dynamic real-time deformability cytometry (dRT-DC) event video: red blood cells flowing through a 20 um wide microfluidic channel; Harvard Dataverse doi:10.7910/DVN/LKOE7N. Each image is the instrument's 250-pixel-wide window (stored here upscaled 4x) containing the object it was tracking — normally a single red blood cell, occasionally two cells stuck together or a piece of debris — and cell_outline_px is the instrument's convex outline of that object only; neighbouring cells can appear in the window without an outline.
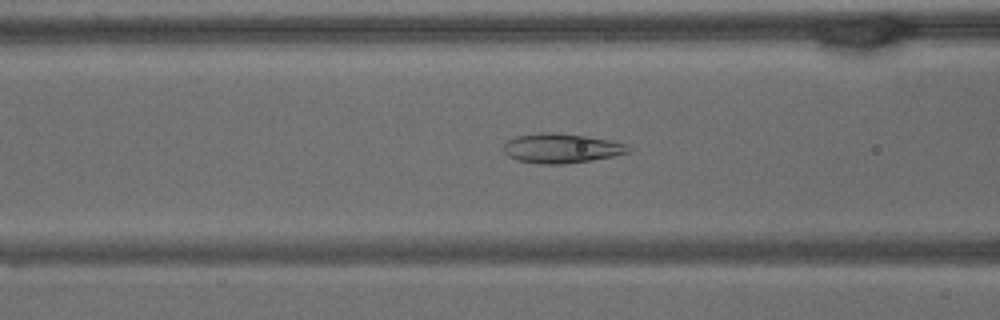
{"species": "common noctule bat (a hibernating species)", "species_latin": "Nyctalus noctula", "temperature_condition": "warm", "stored_images_in_passage": 66, "camera_frame_rate_fps": 3000, "um_per_image_px": 0.085, "animal": {"sex": "male", "body_mass_g": 15.6}, "frame": {"image": 1, "passage_image": 26, "time_ms": 8.333, "image_size_px": [1000, 320], "cell_outline_px": [[632, 152], [592, 160], [564, 164], [540, 164], [520, 160], [508, 156], [504, 152], [504, 144], [508, 140], [516, 136], [540, 132], [552, 132], [584, 136], [608, 140], [624, 144], [632, 148]], "centroid_in_image_um": [47.71, 12.6], "position_along_channel_um": 118.9, "area_um2": 21.33}}
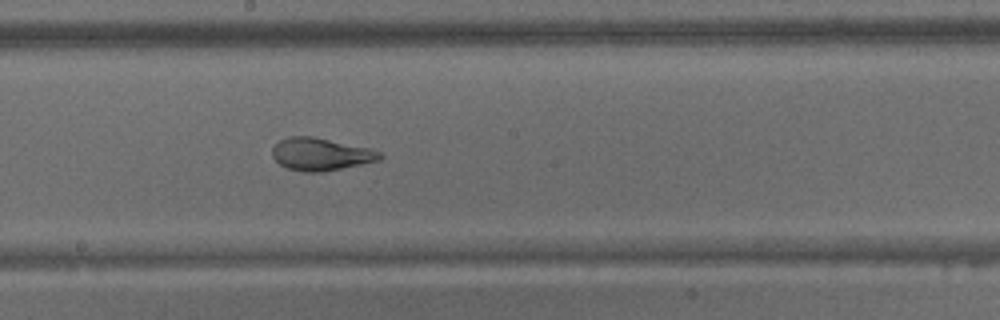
{"frame": {"image": 2, "passage_image": 36, "time_ms": 11.667, "image_size_px": [1000, 320], "cell_outline_px": [[384, 156], [380, 160], [324, 172], [304, 172], [288, 168], [280, 164], [272, 156], [272, 148], [280, 140], [288, 136], [312, 136], [368, 148], [380, 152]], "centroid_in_image_um": [27.25, 13.11], "position_along_channel_um": 220.9, "area_um2": 20.29}}
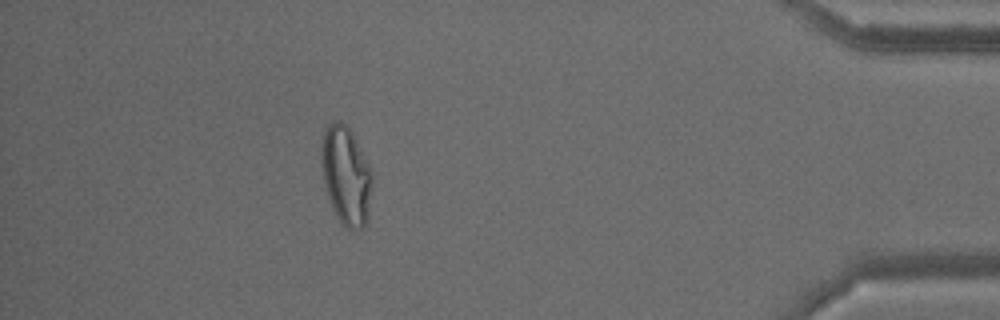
{"frame": {"image": 3, "passage_image": 59, "time_ms": 19.333, "image_size_px": [1000, 320], "cell_outline_px": [[372, 180], [368, 220], [364, 228], [352, 232], [340, 224], [332, 208], [324, 184], [320, 152], [324, 132], [328, 124], [332, 120], [340, 120], [352, 132], [368, 164], [372, 176]], "centroid_in_image_um": [29.41, 14.98], "position_along_channel_um": 405.8, "area_um2": 29.42}, "authors_computed_cell_mechanics": {"area_um2": 26.3279, "velocity_mm_per_s": 3.0642, "shape_relaxation_time_tau1_ms": null, "shape_relaxation_time_tau2_ms": 1.2651, "deformation_change_tau1": null, "deformation_change_tau2": 0.0674}}